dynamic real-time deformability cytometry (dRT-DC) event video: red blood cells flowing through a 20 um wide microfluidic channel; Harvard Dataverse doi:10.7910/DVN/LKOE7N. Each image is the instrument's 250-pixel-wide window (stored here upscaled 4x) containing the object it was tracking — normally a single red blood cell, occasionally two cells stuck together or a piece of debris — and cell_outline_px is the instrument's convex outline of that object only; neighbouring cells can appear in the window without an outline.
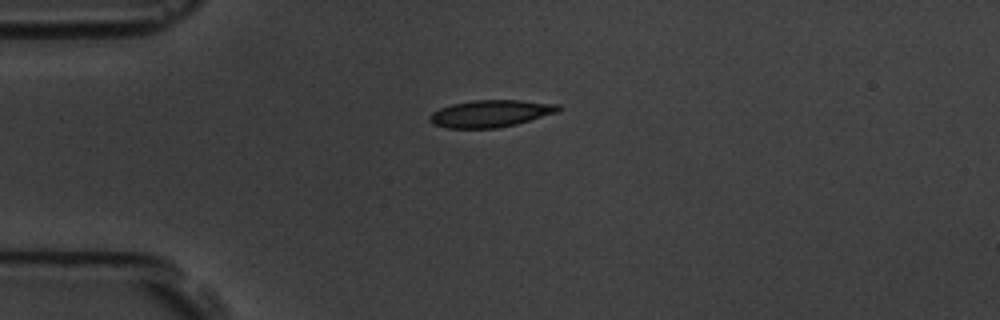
{"species": "common noctule bat (a hibernating species)", "species_latin": "Nyctalus noctula", "temperature_condition": "room temperature", "stored_images_in_passage": 6, "camera_frame_rate_fps": 3000, "um_per_image_px": 0.085, "animal": {"sex": "male", "body_mass_g": 19.5, "forearm_length_mm": 54.6}, "frame": {"image": 1, "passage_image": 6, "time_ms": 5.667, "image_size_px": [1000, 320], "cell_outline_px": [[560, 112], [516, 124], [496, 128], [448, 128], [432, 124], [428, 120], [428, 116], [432, 112], [440, 108], [452, 104], [472, 100], [520, 100], [560, 104]], "centroid_in_image_um": [41.7, 9.65], "position_along_channel_um": 43.3, "area_um2": 20.46}}